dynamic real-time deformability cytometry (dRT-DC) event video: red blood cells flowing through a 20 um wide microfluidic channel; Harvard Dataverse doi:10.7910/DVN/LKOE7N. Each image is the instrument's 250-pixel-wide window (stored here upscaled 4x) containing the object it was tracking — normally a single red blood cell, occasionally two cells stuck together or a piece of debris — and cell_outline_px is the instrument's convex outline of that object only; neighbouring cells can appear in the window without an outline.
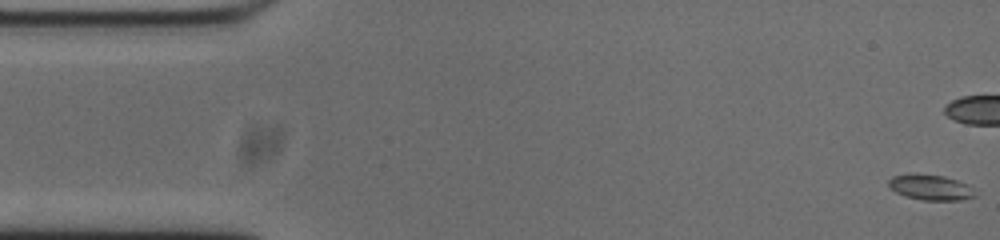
{"species": "common noctule bat (a hibernating species)", "species_latin": "Nyctalus noctula", "temperature_condition": "cold", "stored_images_in_passage": 55, "camera_frame_rate_fps": 3000, "um_per_image_px": 0.085, "animal": {"sex": "male", "body_mass_g": 20.0, "forearm_length_mm": 53.3}, "frame": {"image": 1, "passage_image": 1, "time_ms": 0.0, "image_size_px": [1000, 240], "cell_outline_px": [[976, 196], [960, 200], [924, 200], [904, 196], [888, 188], [888, 180], [892, 176], [912, 172], [944, 176], [956, 180], [964, 184]], "centroid_in_image_um": [78.97, 15.9], "position_along_channel_um": 6.0, "area_um2": 12.77}, "authors_computed_cell_mechanics": {"area_um2": 13.294, "velocity_mm_per_s": 3.7336, "shape_relaxation_time_tau1_ms": 4.1581, "shape_relaxation_time_tau2_ms": 1.7937, "deformation_change_tau1": 0.1276, "deformation_change_tau2": 0.074}}